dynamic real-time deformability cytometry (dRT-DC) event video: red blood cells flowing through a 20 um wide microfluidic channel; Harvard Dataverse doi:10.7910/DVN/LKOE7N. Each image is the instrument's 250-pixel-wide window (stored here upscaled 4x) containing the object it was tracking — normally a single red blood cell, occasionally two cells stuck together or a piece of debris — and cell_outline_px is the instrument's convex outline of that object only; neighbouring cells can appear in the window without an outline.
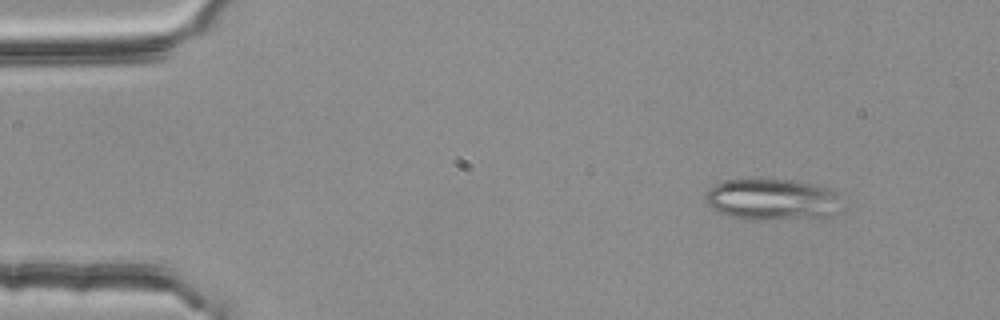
{"species": "common noctule bat (a hibernating species)", "species_latin": "Nyctalus noctula", "temperature_condition": "room temperature", "stored_images_in_passage": 3, "camera_frame_rate_fps": 3000, "um_per_image_px": 0.085, "animal": {"sex": "female", "body_mass_g": 25.1}, "frame": {"image": 1, "passage_image": 1, "time_ms": 0.0, "image_size_px": [1000, 320], "cell_outline_px": [[848, 208], [840, 212], [828, 216], [764, 220], [748, 220], [728, 216], [712, 208], [708, 204], [704, 196], [708, 188], [716, 184], [728, 180], [792, 180], [812, 184], [828, 188], [836, 192]], "centroid_in_image_um": [65.71, 16.98], "position_along_channel_um": 19.3, "area_um2": 33.23}}